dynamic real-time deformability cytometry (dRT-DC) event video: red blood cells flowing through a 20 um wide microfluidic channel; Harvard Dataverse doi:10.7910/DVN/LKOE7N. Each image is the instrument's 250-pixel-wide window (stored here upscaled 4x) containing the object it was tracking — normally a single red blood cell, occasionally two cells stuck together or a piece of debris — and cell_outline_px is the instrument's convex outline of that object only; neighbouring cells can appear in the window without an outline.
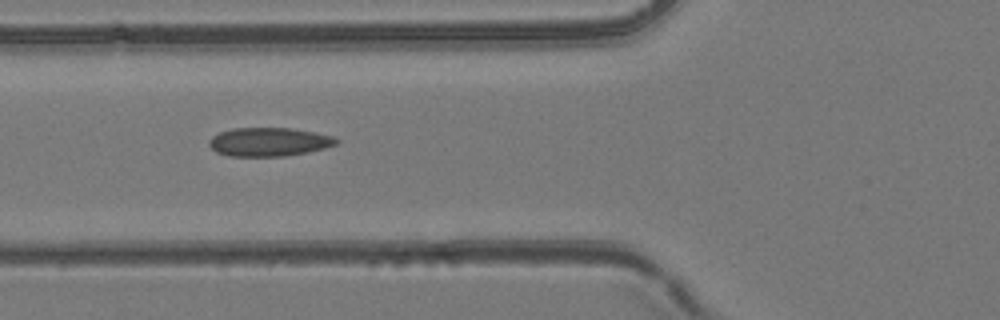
{"species": "common noctule bat (a hibernating species)", "species_latin": "Nyctalus noctula", "temperature_condition": "room temperature", "stored_images_in_passage": 42, "camera_frame_rate_fps": 3000, "um_per_image_px": 0.085, "animal": {"sex": "female", "body_mass_g": 24.6, "forearm_length_mm": 56.2}, "frame": {"image": 1, "passage_image": 12, "time_ms": 3.667, "image_size_px": [1000, 320], "cell_outline_px": [[340, 140], [336, 144], [324, 148], [308, 152], [284, 156], [228, 156], [216, 152], [208, 144], [208, 140], [212, 136], [220, 132], [232, 128], [292, 128], [332, 136]], "centroid_in_image_um": [22.83, 12.06], "position_along_channel_um": 103.0, "area_um2": 21.21}}
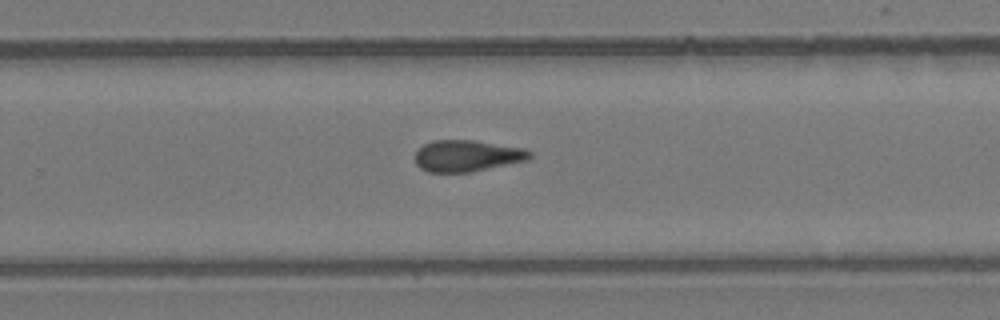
{"frame": {"image": 2, "passage_image": 25, "time_ms": 8.0, "image_size_px": [1000, 320], "cell_outline_px": [[532, 156], [528, 160], [472, 172], [428, 172], [420, 168], [416, 164], [416, 152], [424, 144], [432, 140], [472, 140], [524, 148], [532, 152]], "centroid_in_image_um": [39.71, 13.25], "position_along_channel_um": 290.1, "area_um2": 21.04}}
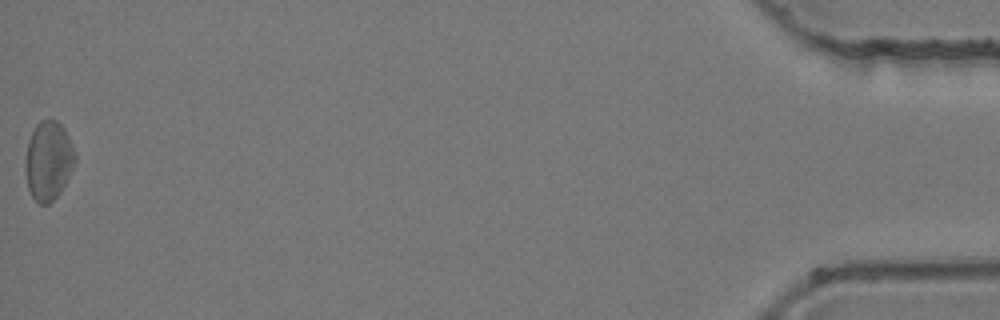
{"frame": {"image": 3, "passage_image": 42, "time_ms": 13.667, "image_size_px": [1000, 320], "cell_outline_px": [[76, 160], [60, 192], [48, 204], [40, 204], [32, 196], [28, 188], [24, 168], [24, 160], [28, 140], [36, 124], [40, 120], [48, 116], [56, 120], [64, 128], [76, 152]], "centroid_in_image_um": [4.09, 13.6], "position_along_channel_um": 431.1, "area_um2": 23.12}}